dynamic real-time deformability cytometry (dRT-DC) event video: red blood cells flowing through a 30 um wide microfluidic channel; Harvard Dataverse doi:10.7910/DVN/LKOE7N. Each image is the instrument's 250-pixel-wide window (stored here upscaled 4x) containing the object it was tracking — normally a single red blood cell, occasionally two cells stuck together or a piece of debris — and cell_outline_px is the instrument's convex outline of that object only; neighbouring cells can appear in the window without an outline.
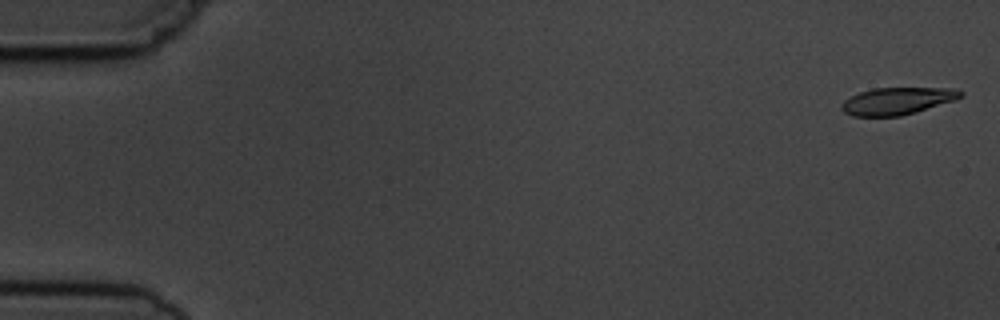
{"species": "common noctule bat (a hibernating species)", "species_latin": "Nyctalus noctula", "temperature_condition": "cold", "stored_images_in_passage": 15, "camera_frame_rate_fps": 3000, "um_per_image_px": 0.085, "animal": {"sex": "male", "body_mass_g": 19.5, "forearm_length_mm": 54.6}, "frame": {"image": 1, "passage_image": 1, "time_ms": 0.0, "image_size_px": [1000, 320], "cell_outline_px": [[964, 96], [956, 100], [916, 112], [900, 116], [852, 116], [844, 112], [840, 108], [840, 104], [844, 100], [860, 92], [872, 88], [956, 88], [964, 92]], "centroid_in_image_um": [76.29, 8.58], "position_along_channel_um": 8.7, "area_um2": 19.02}}
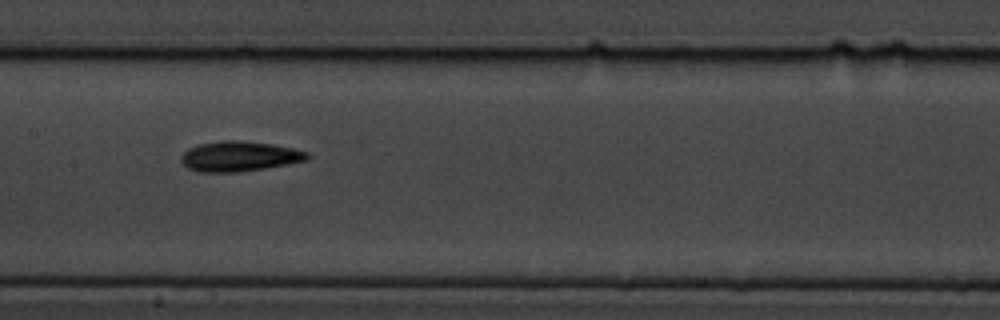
{"frame": {"image": 2, "passage_image": 8, "time_ms": 8.667, "image_size_px": [1000, 320], "cell_outline_px": [[308, 160], [264, 168], [240, 172], [200, 172], [188, 168], [180, 160], [180, 156], [188, 148], [200, 144], [224, 140], [240, 140], [272, 144], [292, 148], [308, 152]], "centroid_in_image_um": [20.32, 13.28], "position_along_channel_um": 187.1, "area_um2": 22.02}}
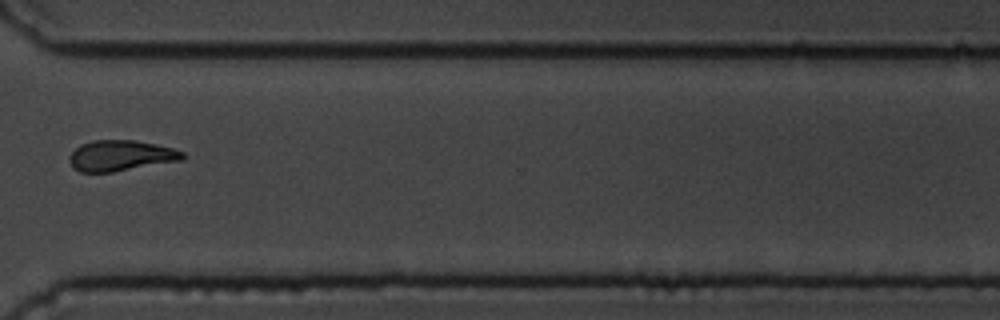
{"frame": {"image": 3, "passage_image": 12, "time_ms": 13.333, "image_size_px": [1000, 320], "cell_outline_px": [[184, 160], [112, 172], [80, 172], [72, 168], [68, 160], [68, 156], [80, 144], [92, 140], [136, 140], [156, 144], [172, 148], [184, 152]], "centroid_in_image_um": [10.24, 13.23], "position_along_channel_um": 360.4, "area_um2": 20.46}, "authors_computed_cell_mechanics": {"area_um2": 20.4612, "velocity_mm_per_s": 3.7192, "shape_relaxation_time_tau1_ms": 3.1276, "shape_relaxation_time_tau2_ms": 4.8428, "deformation_change_tau1": 0.0873, "deformation_change_tau2": 0.0999}}